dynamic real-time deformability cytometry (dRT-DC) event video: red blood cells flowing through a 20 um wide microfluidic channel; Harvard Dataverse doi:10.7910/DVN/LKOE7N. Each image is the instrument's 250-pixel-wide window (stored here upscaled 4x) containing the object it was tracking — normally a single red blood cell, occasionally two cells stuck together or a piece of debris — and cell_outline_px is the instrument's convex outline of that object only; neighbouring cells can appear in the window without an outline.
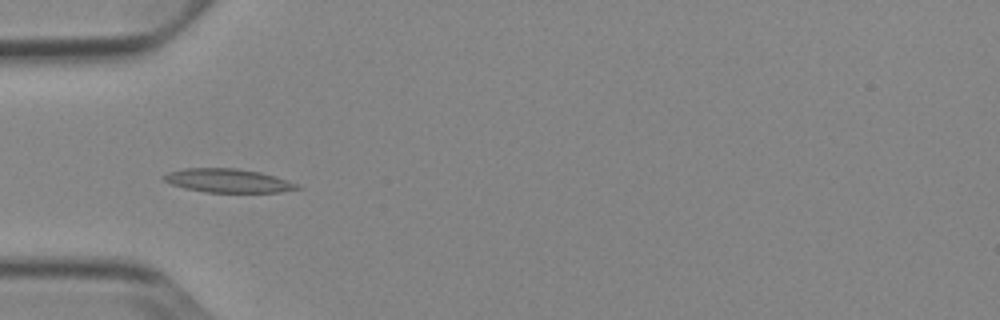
{"species": "Egyptian fruit bat (a non-hibernating species)", "species_latin": "Rousettus aegyptiacus", "temperature_condition": "cold", "stored_images_in_passage": 54, "camera_frame_rate_fps": 3000, "um_per_image_px": 0.085, "animal": {"sex": "female"}, "frame": {"image": 1, "passage_image": 18, "time_ms": 5.667, "image_size_px": [1000, 320], "cell_outline_px": [[304, 188], [280, 192], [208, 192], [184, 188], [172, 184], [164, 180], [160, 176], [168, 172], [184, 168], [236, 168], [260, 172], [276, 176], [296, 184]], "centroid_in_image_um": [19.37, 15.35], "position_along_channel_um": 65.6, "area_um2": 18.38}}
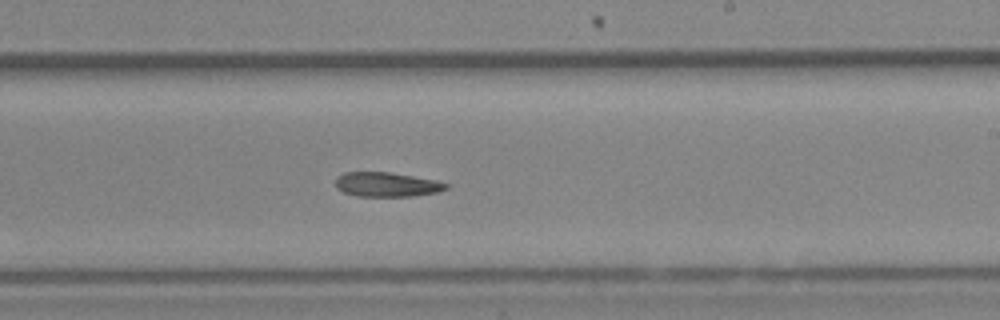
{"frame": {"image": 2, "passage_image": 33, "time_ms": 10.667, "image_size_px": [1000, 320], "cell_outline_px": [[448, 188], [436, 192], [412, 196], [356, 196], [344, 192], [336, 188], [336, 176], [344, 172], [388, 172], [436, 180], [448, 184]], "centroid_in_image_um": [32.83, 15.68], "position_along_channel_um": 256.2, "area_um2": 15.66}}
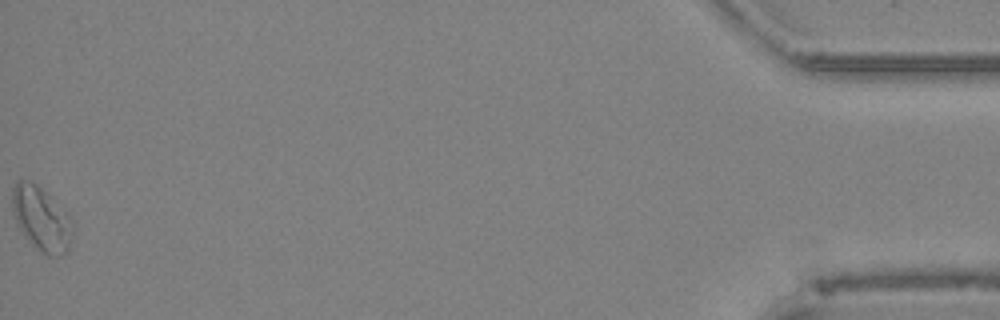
{"frame": {"image": 3, "passage_image": 54, "time_ms": 17.667, "image_size_px": [1000, 320], "cell_outline_px": [[72, 236], [68, 252], [60, 256], [48, 256], [36, 248], [28, 240], [16, 224], [12, 208], [12, 188], [20, 180], [28, 180], [36, 184], [48, 192], [72, 220]], "centroid_in_image_um": [3.52, 18.6], "position_along_channel_um": 431.7, "area_um2": 22.66}}